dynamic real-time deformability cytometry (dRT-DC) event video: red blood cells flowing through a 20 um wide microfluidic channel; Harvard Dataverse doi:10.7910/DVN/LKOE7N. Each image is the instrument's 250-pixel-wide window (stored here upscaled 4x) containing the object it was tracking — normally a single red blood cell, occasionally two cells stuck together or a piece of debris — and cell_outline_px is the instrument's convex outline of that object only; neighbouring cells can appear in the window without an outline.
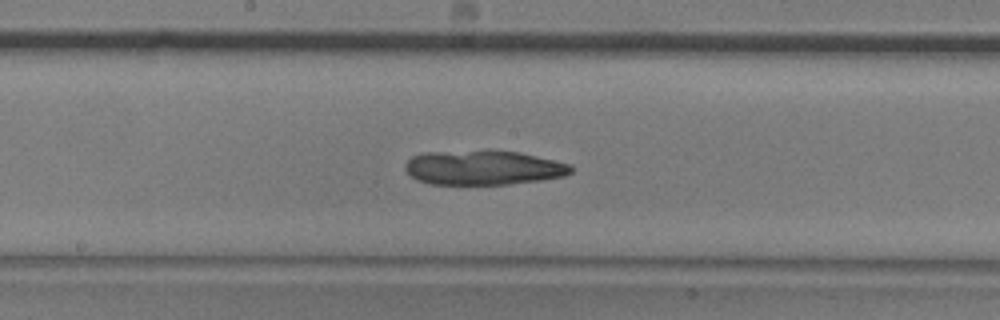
{"species": "common noctule bat (a hibernating species)", "species_latin": "Nyctalus noctula", "temperature_condition": "room temperature", "stored_images_in_passage": 33, "camera_frame_rate_fps": 3000, "um_per_image_px": 0.085, "animal": {"sex": "male", "body_mass_g": 20.5, "forearm_length_mm": 52.5}, "frame": {"image": 1, "passage_image": 13, "time_ms": 4.0, "image_size_px": [1000, 320], "cell_outline_px": [[572, 172], [564, 176], [540, 180], [508, 184], [428, 184], [416, 180], [404, 168], [404, 164], [412, 156], [424, 152], [520, 152], [572, 164]], "centroid_in_image_um": [41.08, 14.27], "position_along_channel_um": 207.1, "area_um2": 32.83}}
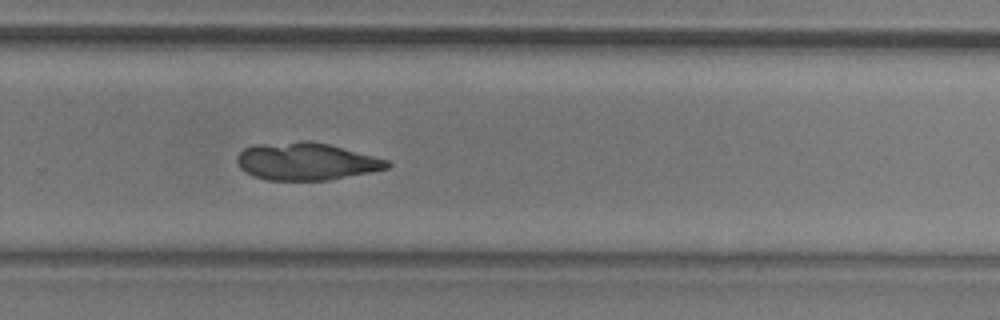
{"frame": {"image": 2, "passage_image": 21, "time_ms": 6.667, "image_size_px": [1000, 320], "cell_outline_px": [[392, 164], [388, 168], [332, 180], [264, 180], [252, 176], [244, 172], [240, 168], [236, 160], [236, 156], [244, 148], [252, 144], [300, 140], [308, 140], [328, 144], [388, 160]], "centroid_in_image_um": [25.96, 13.71], "position_along_channel_um": 303.8, "area_um2": 33.12}}
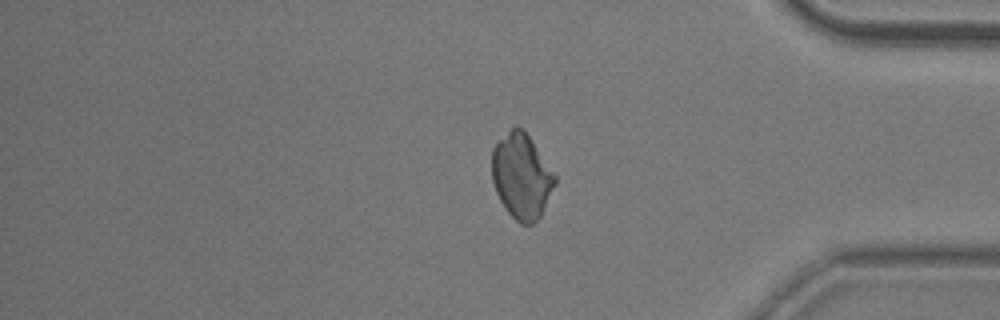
{"frame": {"image": 3, "passage_image": 30, "time_ms": 9.667, "image_size_px": [1000, 320], "cell_outline_px": [[556, 184], [540, 216], [532, 224], [520, 224], [504, 208], [496, 192], [492, 180], [492, 148], [516, 124], [528, 136], [556, 176]], "centroid_in_image_um": [44.32, 15.01], "position_along_channel_um": 390.9, "area_um2": 30.75}}